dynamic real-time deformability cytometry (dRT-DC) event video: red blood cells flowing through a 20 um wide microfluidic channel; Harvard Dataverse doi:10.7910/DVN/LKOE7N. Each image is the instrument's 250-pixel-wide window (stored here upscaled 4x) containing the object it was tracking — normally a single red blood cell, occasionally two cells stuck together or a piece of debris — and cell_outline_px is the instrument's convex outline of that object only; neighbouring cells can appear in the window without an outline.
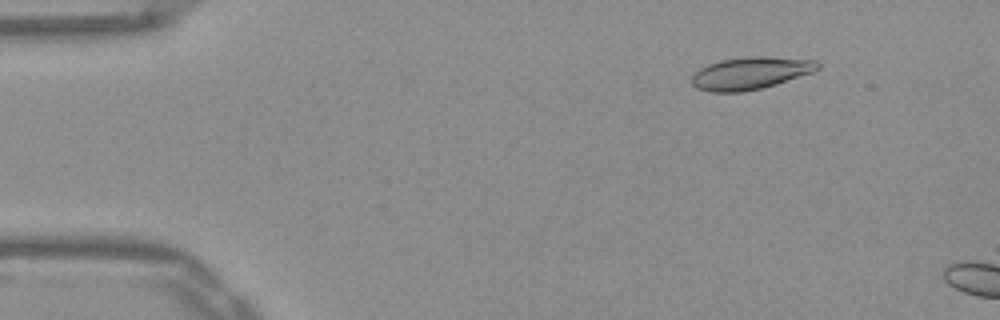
{"species": "Egyptian fruit bat (a non-hibernating species)", "species_latin": "Rousettus aegyptiacus", "temperature_condition": "warm", "stored_images_in_passage": 8, "camera_frame_rate_fps": 3000, "um_per_image_px": 0.085, "frame": {"image": 1, "passage_image": 4, "time_ms": 1.0, "image_size_px": [1000, 320], "cell_outline_px": [[820, 68], [816, 72], [776, 84], [760, 88], [740, 92], [708, 92], [696, 88], [692, 84], [692, 76], [700, 68], [708, 64], [720, 60], [756, 56], [764, 56], [816, 60], [820, 64]], "centroid_in_image_um": [63.82, 6.22], "position_along_channel_um": 21.2, "area_um2": 23.81}}